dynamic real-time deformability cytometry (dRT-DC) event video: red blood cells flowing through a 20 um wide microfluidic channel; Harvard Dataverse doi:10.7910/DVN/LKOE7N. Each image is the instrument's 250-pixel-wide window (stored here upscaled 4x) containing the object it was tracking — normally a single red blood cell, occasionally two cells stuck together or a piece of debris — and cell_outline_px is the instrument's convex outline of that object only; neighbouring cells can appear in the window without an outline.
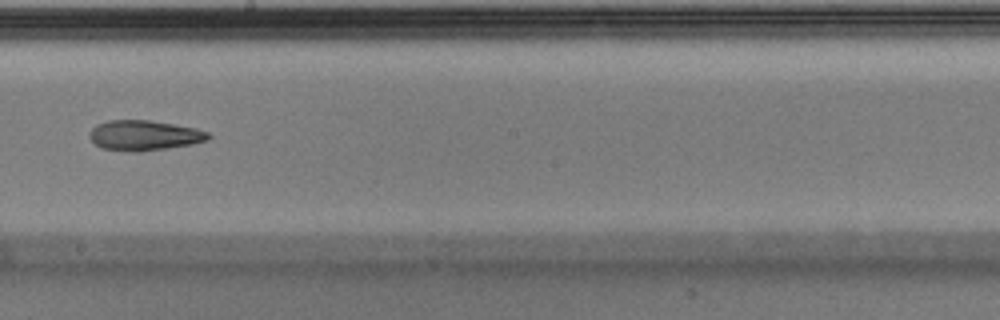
{"species": "Egyptian fruit bat (a non-hibernating species)", "species_latin": "Rousettus aegyptiacus", "temperature_condition": "warm", "stored_images_in_passage": 37, "camera_frame_rate_fps": 3000, "um_per_image_px": 0.085, "animal": {"sex": "male"}, "frame": {"image": 1, "passage_image": 22, "time_ms": 7.0, "image_size_px": [1000, 320], "cell_outline_px": [[212, 136], [208, 140], [192, 144], [136, 152], [132, 152], [104, 148], [96, 144], [88, 136], [88, 132], [96, 124], [108, 120], [148, 120], [196, 128], [208, 132]], "centroid_in_image_um": [12.25, 11.5], "position_along_channel_um": 236.0, "area_um2": 20.75}}